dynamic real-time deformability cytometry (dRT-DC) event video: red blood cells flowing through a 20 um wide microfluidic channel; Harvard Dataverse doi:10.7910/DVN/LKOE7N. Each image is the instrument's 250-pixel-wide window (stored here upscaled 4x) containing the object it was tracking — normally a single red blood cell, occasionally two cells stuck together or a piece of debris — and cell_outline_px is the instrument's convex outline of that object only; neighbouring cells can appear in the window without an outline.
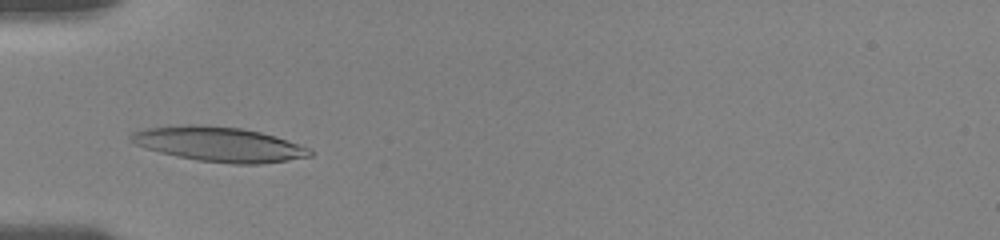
{"species": "human", "species_latin": "Homo sapiens", "temperature_condition": "room temperature", "stored_images_in_passage": 73, "camera_frame_rate_fps": 3000, "um_per_image_px": 0.085, "donor": {"sex": "female"}, "frame": {"image": 1, "passage_image": 1, "time_ms": 0.0, "image_size_px": [1000, 240], "cell_outline_px": [[312, 156], [288, 160], [260, 164], [232, 164], [200, 160], [176, 156], [160, 152], [136, 144], [128, 140], [128, 136], [132, 132], [144, 128], [184, 124], [204, 124], [240, 128], [260, 132], [276, 136], [312, 148]], "centroid_in_image_um": [18.63, 12.25], "position_along_channel_um": 66.4, "area_um2": 36.41}}
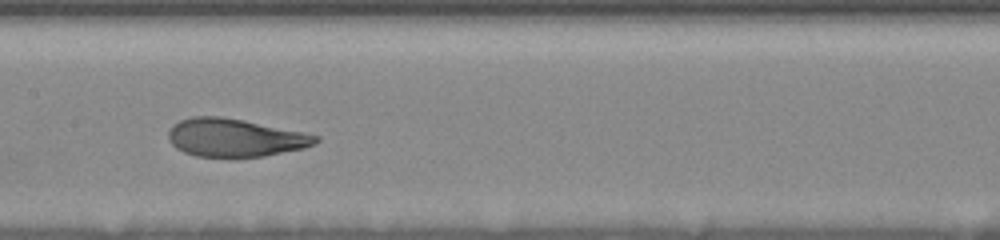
{"frame": {"image": 2, "passage_image": 23, "time_ms": 3.333, "image_size_px": [1000, 240], "cell_outline_px": [[320, 140], [316, 144], [304, 148], [264, 156], [196, 156], [184, 152], [176, 148], [168, 140], [168, 132], [172, 124], [180, 120], [192, 116], [220, 116], [244, 120], [320, 136]], "centroid_in_image_um": [19.95, 11.69], "position_along_channel_um": 187.5, "area_um2": 32.48}}
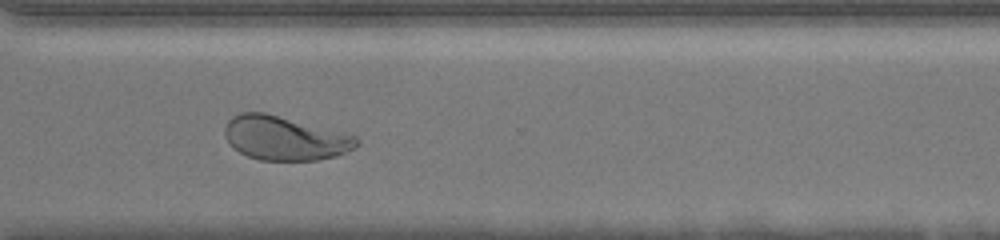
{"frame": {"image": 3, "passage_image": 51, "time_ms": 7.667, "image_size_px": [1000, 240], "cell_outline_px": [[360, 144], [336, 156], [316, 160], [260, 160], [248, 156], [232, 148], [228, 144], [224, 136], [224, 128], [228, 120], [232, 116], [240, 112], [264, 112], [356, 136], [360, 140]], "centroid_in_image_um": [24.15, 11.74], "position_along_channel_um": 346.5, "area_um2": 33.7}, "authors_computed_cell_mechanics": {"area_um2": 33.5818, "velocity_mm_per_s": 3.6676, "shape_relaxation_time_tau1_ms": 3.1114, "shape_relaxation_time_tau2_ms": 0.9236, "deformation_change_tau1": 0.1692, "deformation_change_tau2": 0.0686}}